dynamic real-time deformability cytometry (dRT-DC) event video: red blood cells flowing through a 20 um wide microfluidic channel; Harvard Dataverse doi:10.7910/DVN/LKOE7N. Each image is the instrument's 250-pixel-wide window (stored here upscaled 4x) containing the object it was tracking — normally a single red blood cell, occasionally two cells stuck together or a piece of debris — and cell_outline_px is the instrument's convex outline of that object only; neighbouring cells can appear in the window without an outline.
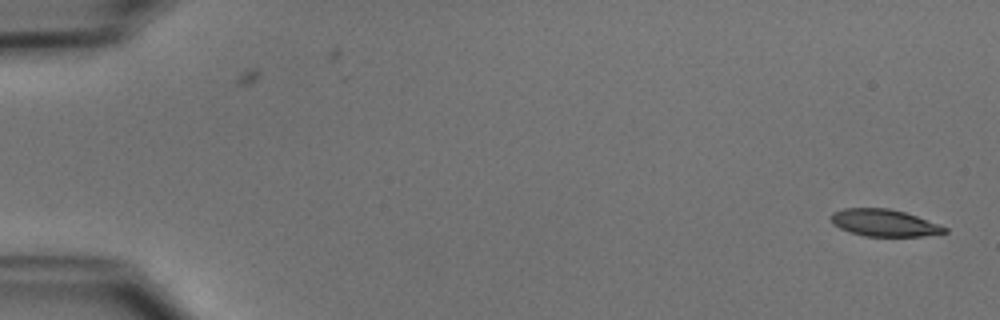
{"species": "common noctule bat (a hibernating species)", "species_latin": "Nyctalus noctula", "temperature_condition": "cold", "stored_images_in_passage": 51, "camera_frame_rate_fps": 3000, "um_per_image_px": 0.085, "animal": {"sex": "male", "body_mass_g": 15.6}, "frame": {"image": 1, "passage_image": 1, "time_ms": 0.0, "image_size_px": [1000, 320], "cell_outline_px": [[948, 232], [924, 236], [864, 236], [840, 228], [832, 224], [832, 212], [844, 208], [888, 208], [904, 212], [916, 216], [948, 228]], "centroid_in_image_um": [75.15, 18.94], "position_along_channel_um": 9.8, "area_um2": 17.69}}
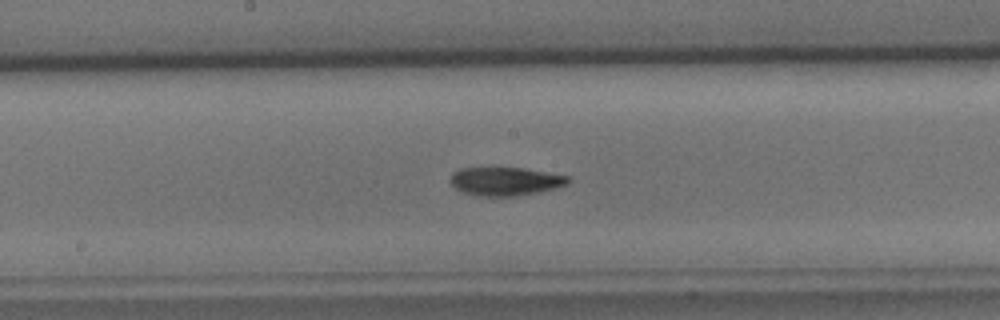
{"frame": {"image": 2, "passage_image": 27, "time_ms": 8.667, "image_size_px": [1000, 320], "cell_outline_px": [[572, 180], [568, 184], [536, 192], [516, 196], [476, 196], [464, 192], [456, 188], [452, 184], [452, 172], [460, 168], [492, 164], [524, 168], [568, 176]], "centroid_in_image_um": [42.9, 15.35], "position_along_channel_um": 205.3, "area_um2": 20.17}}
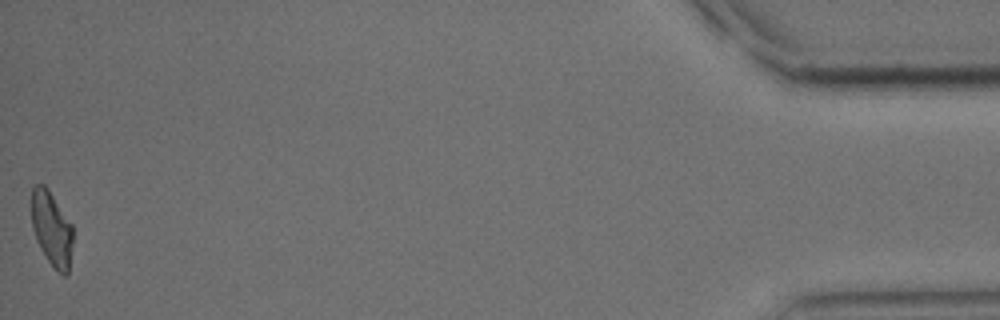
{"frame": {"image": 3, "passage_image": 51, "time_ms": 16.667, "image_size_px": [1000, 320], "cell_outline_px": [[72, 244], [68, 272], [64, 276], [48, 260], [40, 248], [36, 240], [32, 228], [32, 184], [44, 184], [48, 188], [72, 224]], "centroid_in_image_um": [4.38, 19.39], "position_along_channel_um": 430.8, "area_um2": 17.8}, "authors_computed_cell_mechanics": {"area_um2": 19.2474, "velocity_mm_per_s": 3.9237, "shape_relaxation_time_tau1_ms": 3.8527, "shape_relaxation_time_tau2_ms": 7.7397, "deformation_change_tau1": 0.1364, "deformation_change_tau2": 0.1614}}